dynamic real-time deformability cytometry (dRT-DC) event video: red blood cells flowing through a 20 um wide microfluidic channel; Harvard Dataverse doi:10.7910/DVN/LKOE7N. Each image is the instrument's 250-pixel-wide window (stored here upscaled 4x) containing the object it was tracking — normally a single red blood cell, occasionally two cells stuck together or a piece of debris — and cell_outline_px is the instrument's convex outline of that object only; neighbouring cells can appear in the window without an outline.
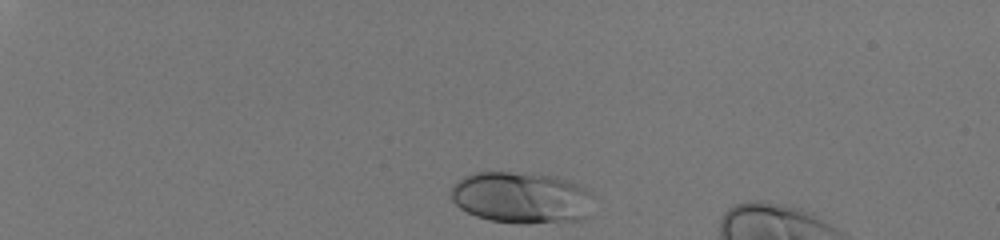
{"species": "human", "species_latin": "Homo sapiens", "temperature_condition": "room temperature", "stored_images_in_passage": 36, "camera_frame_rate_fps": 3000, "um_per_image_px": 0.085, "donor": {"sex": "male"}, "frame": {"image": 1, "passage_image": 2, "time_ms": 0.333, "image_size_px": [1000, 240], "cell_outline_px": [[588, 216], [580, 220], [528, 224], [516, 224], [488, 220], [476, 216], [460, 208], [452, 200], [452, 184], [464, 176], [476, 172], [532, 172], [556, 176], [568, 180], [584, 188], [588, 192]], "centroid_in_image_um": [44.26, 16.79], "position_along_channel_um": 40.7, "area_um2": 42.89}}
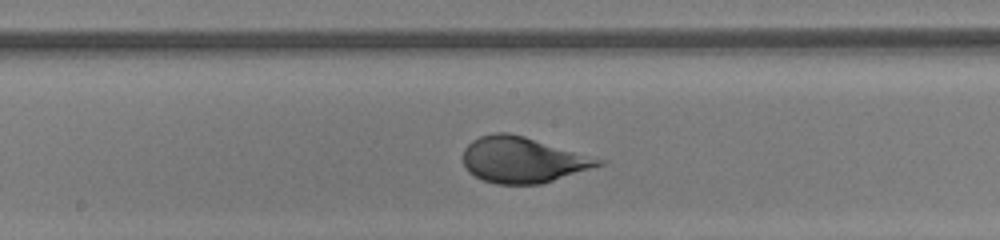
{"frame": {"image": 2, "passage_image": 21, "time_ms": 6.667, "image_size_px": [1000, 240], "cell_outline_px": [[608, 160], [604, 164], [540, 184], [496, 184], [484, 180], [468, 172], [464, 164], [464, 148], [472, 140], [480, 136], [496, 132], [508, 132], [524, 136]], "centroid_in_image_um": [44.45, 13.58], "position_along_channel_um": 203.8, "area_um2": 36.07}}
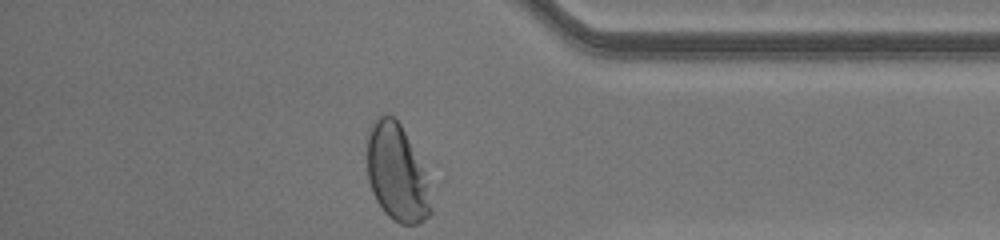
{"frame": {"image": 3, "passage_image": 36, "time_ms": 11.667, "image_size_px": [1000, 240], "cell_outline_px": [[432, 212], [428, 216], [416, 224], [400, 224], [392, 220], [384, 212], [376, 200], [372, 192], [368, 180], [368, 128], [376, 116], [392, 116], [400, 124], [432, 180]], "centroid_in_image_um": [33.79, 14.73], "position_along_channel_um": 401.4, "area_um2": 36.88}, "authors_computed_cell_mechanics": {"area_um2": 37.281, "velocity_mm_per_s": 4.097, "shape_relaxation_time_tau1_ms": 3.5812, "shape_relaxation_time_tau2_ms": null, "deformation_change_tau1": 0.2336, "deformation_change_tau2": null}}